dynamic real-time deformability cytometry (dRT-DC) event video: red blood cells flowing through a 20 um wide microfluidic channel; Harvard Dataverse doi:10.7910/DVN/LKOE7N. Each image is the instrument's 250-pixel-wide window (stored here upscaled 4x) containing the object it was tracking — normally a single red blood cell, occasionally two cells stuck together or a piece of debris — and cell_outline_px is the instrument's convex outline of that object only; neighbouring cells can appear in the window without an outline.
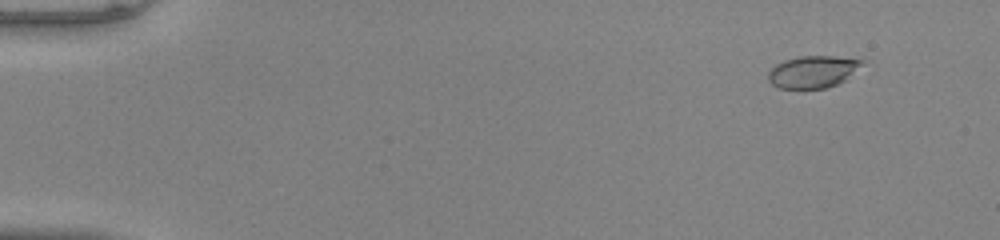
{"species": "common noctule bat (a hibernating species)", "species_latin": "Nyctalus noctula", "temperature_condition": "warm", "stored_images_in_passage": 52, "camera_frame_rate_fps": 3000, "um_per_image_px": 0.085, "animal": {"sex": "male", "body_mass_g": 20.0, "forearm_length_mm": 53.3}, "frame": {"image": 1, "passage_image": 5, "time_ms": 1.333, "image_size_px": [1000, 240], "cell_outline_px": [[872, 64], [844, 80], [836, 84], [824, 88], [780, 88], [772, 84], [768, 80], [768, 72], [776, 64], [784, 60], [800, 56], [832, 56], [868, 60]], "centroid_in_image_um": [69.24, 6.07], "position_along_channel_um": 15.8, "area_um2": 18.03}}
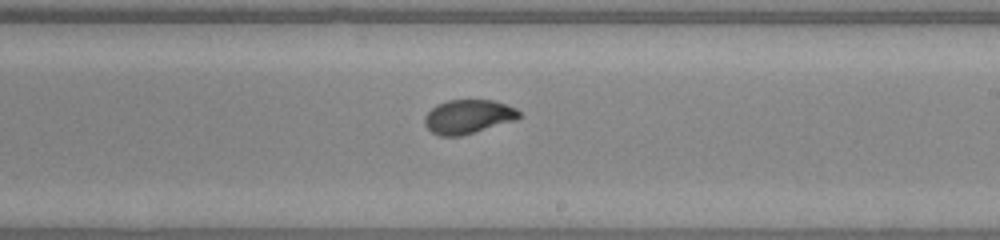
{"frame": {"image": 2, "passage_image": 32, "time_ms": 10.333, "image_size_px": [1000, 240], "cell_outline_px": [[520, 116], [516, 120], [460, 136], [440, 136], [432, 132], [424, 124], [424, 116], [436, 104], [448, 100], [492, 100], [516, 108], [520, 112]], "centroid_in_image_um": [39.77, 9.91], "position_along_channel_um": 249.2, "area_um2": 18.61}}
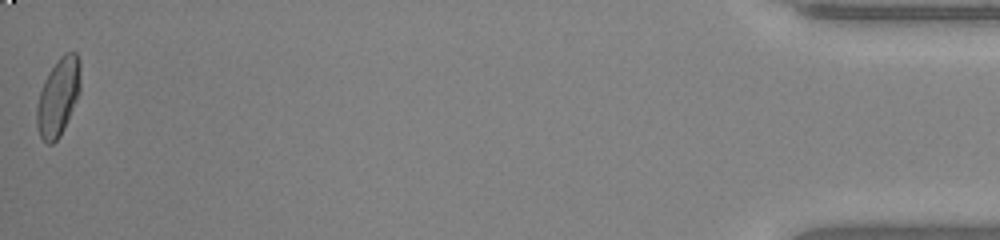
{"frame": {"image": 3, "passage_image": 52, "time_ms": 17.0, "image_size_px": [1000, 240], "cell_outline_px": [[80, 92], [60, 136], [52, 144], [48, 144], [40, 136], [36, 124], [36, 108], [40, 92], [44, 80], [48, 72], [60, 56], [64, 52], [76, 52], [80, 60]], "centroid_in_image_um": [4.95, 8.21], "position_along_channel_um": 430.3, "area_um2": 19.77}, "authors_computed_cell_mechanics": {"area_um2": 18.9006, "velocity_mm_per_s": 4.059, "shape_relaxation_time_tau1_ms": 5.124, "shape_relaxation_time_tau2_ms": null, "deformation_change_tau1": 0.1736, "deformation_change_tau2": null}}